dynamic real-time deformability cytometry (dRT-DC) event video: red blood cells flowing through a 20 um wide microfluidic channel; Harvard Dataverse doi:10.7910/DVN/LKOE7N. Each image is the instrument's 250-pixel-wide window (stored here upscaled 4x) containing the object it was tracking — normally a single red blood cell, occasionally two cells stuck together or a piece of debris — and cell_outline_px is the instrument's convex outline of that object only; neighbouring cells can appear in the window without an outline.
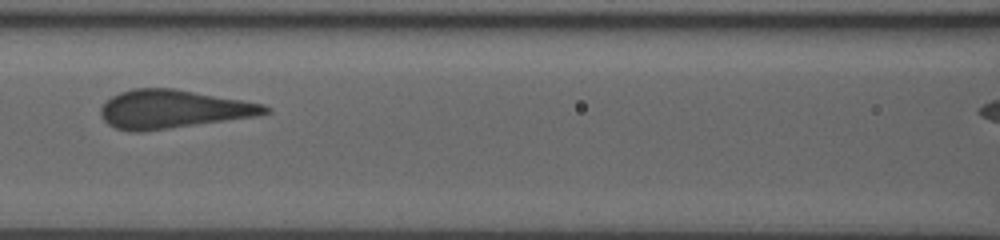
{"species": "human", "species_latin": "Homo sapiens", "temperature_condition": "room temperature", "stored_images_in_passage": 4, "camera_frame_rate_fps": 3000, "um_per_image_px": 0.085, "donor": {"sex": "male"}, "frame": {"image": 1, "passage_image": 4, "time_ms": 3.333, "image_size_px": [1000, 240], "cell_outline_px": [[272, 112], [260, 116], [140, 132], [132, 132], [116, 128], [108, 124], [100, 116], [100, 108], [112, 96], [120, 92], [132, 88], [176, 88], [264, 104], [272, 108]], "centroid_in_image_um": [14.75, 9.28], "position_along_channel_um": 151.9, "area_um2": 37.05}}